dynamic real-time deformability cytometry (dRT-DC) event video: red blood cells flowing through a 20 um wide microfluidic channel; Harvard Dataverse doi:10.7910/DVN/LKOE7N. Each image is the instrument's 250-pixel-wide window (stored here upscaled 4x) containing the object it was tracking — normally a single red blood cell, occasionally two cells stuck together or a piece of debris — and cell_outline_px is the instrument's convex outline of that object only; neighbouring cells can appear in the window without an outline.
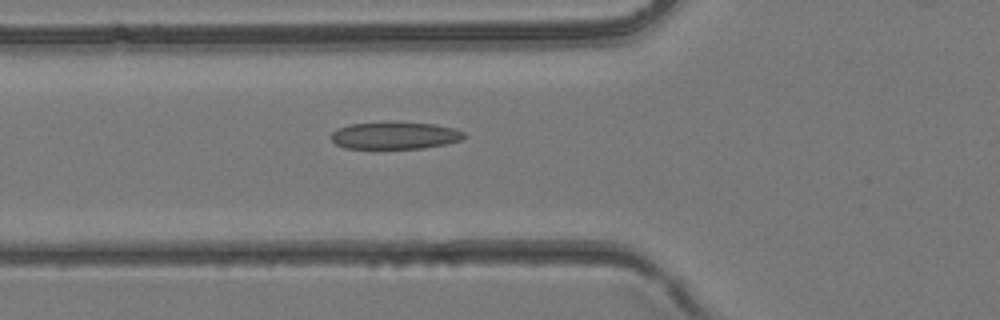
{"species": "common noctule bat (a hibernating species)", "species_latin": "Nyctalus noctula", "temperature_condition": "room temperature", "stored_images_in_passage": 35, "camera_frame_rate_fps": 3000, "um_per_image_px": 0.085, "animal": {"sex": "female", "body_mass_g": 24.6, "forearm_length_mm": 56.2}, "frame": {"image": 1, "passage_image": 10, "time_ms": 3.0, "image_size_px": [1000, 320], "cell_outline_px": [[464, 136], [460, 140], [444, 144], [424, 148], [344, 148], [336, 144], [332, 140], [332, 132], [336, 128], [348, 124], [436, 124], [452, 128], [464, 132]], "centroid_in_image_um": [33.53, 11.55], "position_along_channel_um": 92.3, "area_um2": 20.23}}
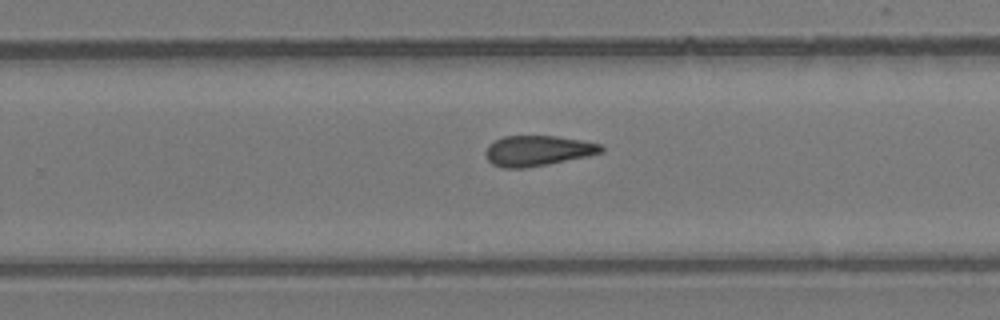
{"frame": {"image": 2, "passage_image": 21, "time_ms": 6.667, "image_size_px": [1000, 320], "cell_outline_px": [[604, 152], [588, 156], [548, 164], [524, 168], [504, 168], [492, 164], [488, 160], [484, 152], [488, 144], [504, 136], [556, 136], [584, 140], [600, 144], [604, 148]], "centroid_in_image_um": [45.71, 12.81], "position_along_channel_um": 284.1, "area_um2": 20.58}}
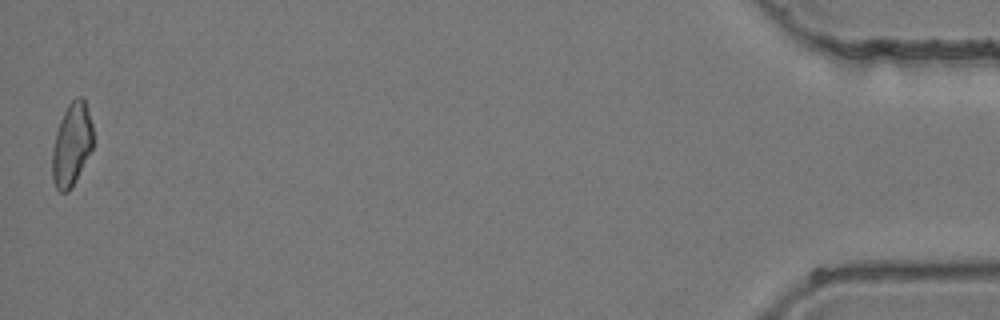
{"frame": {"image": 3, "passage_image": 35, "time_ms": 11.333, "image_size_px": [1000, 320], "cell_outline_px": [[92, 148], [72, 188], [68, 192], [60, 192], [56, 188], [52, 180], [52, 152], [56, 132], [60, 120], [68, 104], [76, 96], [84, 96], [92, 124]], "centroid_in_image_um": [6.08, 12.28], "position_along_channel_um": 429.1, "area_um2": 19.77}}